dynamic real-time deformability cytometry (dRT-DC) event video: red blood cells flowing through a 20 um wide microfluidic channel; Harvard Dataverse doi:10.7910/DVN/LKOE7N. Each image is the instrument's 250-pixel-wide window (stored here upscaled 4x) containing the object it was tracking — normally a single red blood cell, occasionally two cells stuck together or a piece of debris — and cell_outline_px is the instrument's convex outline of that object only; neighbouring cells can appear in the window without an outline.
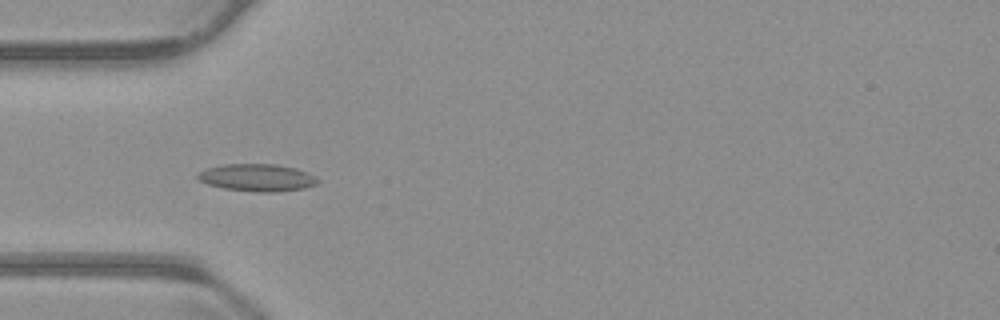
{"species": "common noctule bat (a hibernating species)", "species_latin": "Nyctalus noctula", "temperature_condition": "warm", "stored_images_in_passage": 39, "camera_frame_rate_fps": 3000, "um_per_image_px": 0.085, "animal": {"sex": "male", "body_mass_g": 23.1, "forearm_length_mm": 52.7}, "frame": {"image": 1, "passage_image": 1, "time_ms": 0.0, "image_size_px": [1000, 320], "cell_outline_px": [[320, 180], [316, 184], [304, 188], [276, 192], [256, 192], [224, 188], [208, 184], [200, 180], [196, 176], [200, 172], [208, 168], [220, 164], [276, 164], [296, 168]], "centroid_in_image_um": [21.84, 15.09], "position_along_channel_um": 63.2, "area_um2": 18.9}}
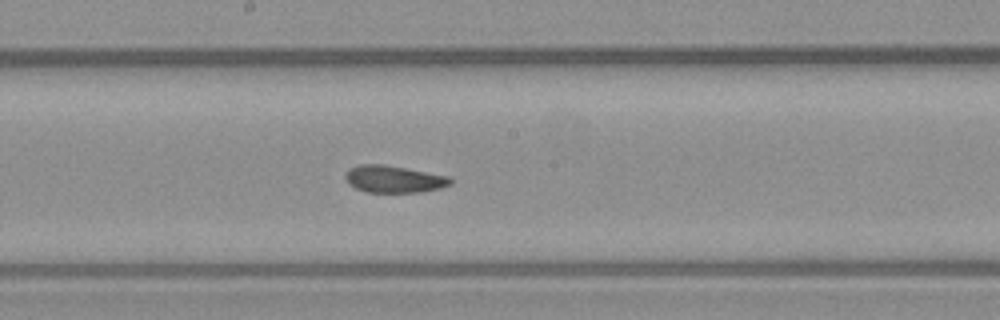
{"frame": {"image": 2, "passage_image": 13, "time_ms": 4.0, "image_size_px": [1000, 320], "cell_outline_px": [[452, 184], [440, 188], [420, 192], [368, 192], [356, 188], [348, 184], [344, 176], [344, 172], [348, 168], [360, 164], [384, 164], [448, 176], [452, 180]], "centroid_in_image_um": [33.43, 15.22], "position_along_channel_um": 214.8, "area_um2": 16.65}}
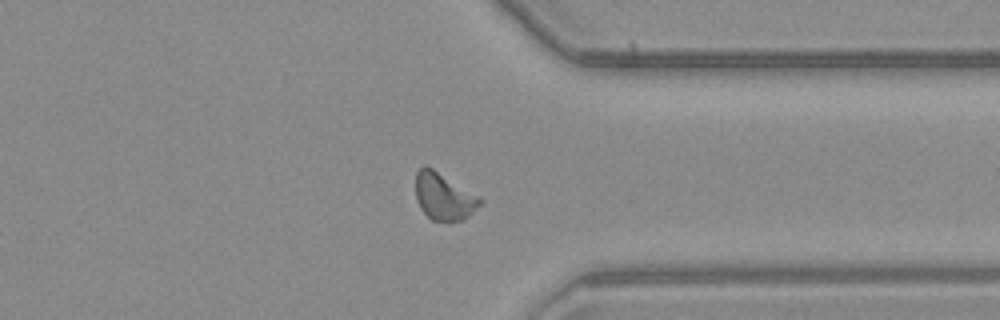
{"frame": {"image": 3, "passage_image": 26, "time_ms": 8.333, "image_size_px": [1000, 320], "cell_outline_px": [[484, 200], [468, 216], [460, 220], [448, 224], [432, 220], [420, 208], [416, 200], [416, 172], [424, 164], [432, 168], [480, 196]], "centroid_in_image_um": [37.72, 16.72], "position_along_channel_um": 373.7, "area_um2": 17.86}, "authors_computed_cell_mechanics": {"area_um2": 16.8776, "velocity_mm_per_s": 3.7788, "shape_relaxation_time_tau1_ms": 6.7295, "shape_relaxation_time_tau2_ms": 2.6298, "deformation_change_tau1": 0.1397, "deformation_change_tau2": 0.0792}}